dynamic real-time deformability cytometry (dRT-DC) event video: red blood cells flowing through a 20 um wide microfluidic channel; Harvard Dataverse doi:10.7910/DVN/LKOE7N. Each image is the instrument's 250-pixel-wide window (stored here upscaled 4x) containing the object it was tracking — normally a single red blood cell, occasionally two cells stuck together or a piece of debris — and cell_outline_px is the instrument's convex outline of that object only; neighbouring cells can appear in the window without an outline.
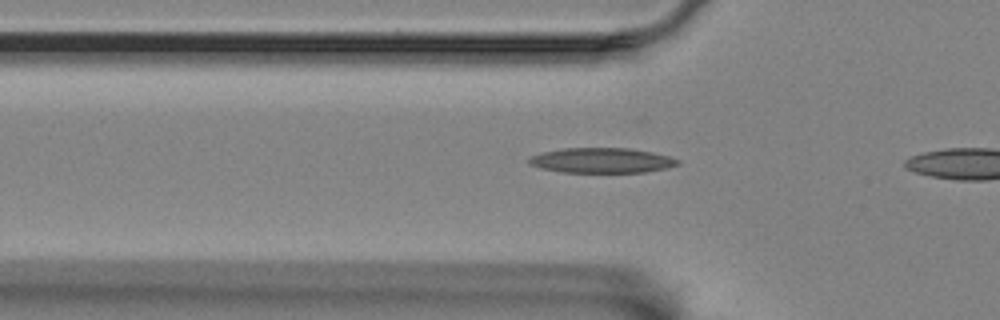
{"species": "Egyptian fruit bat (a non-hibernating species)", "species_latin": "Rousettus aegyptiacus", "temperature_condition": "room temperature", "stored_images_in_passage": 13, "camera_frame_rate_fps": 3000, "um_per_image_px": 0.085, "animal": {"sex": "female"}, "frame": {"image": 1, "passage_image": 3, "time_ms": 0.667, "image_size_px": [1000, 320], "cell_outline_px": [[680, 164], [664, 168], [644, 172], [560, 172], [540, 168], [528, 164], [528, 160], [532, 156], [540, 152], [564, 148], [628, 148], [652, 152], [668, 156], [680, 160]], "centroid_in_image_um": [51.11, 13.63], "position_along_channel_um": 74.7, "area_um2": 21.68}}
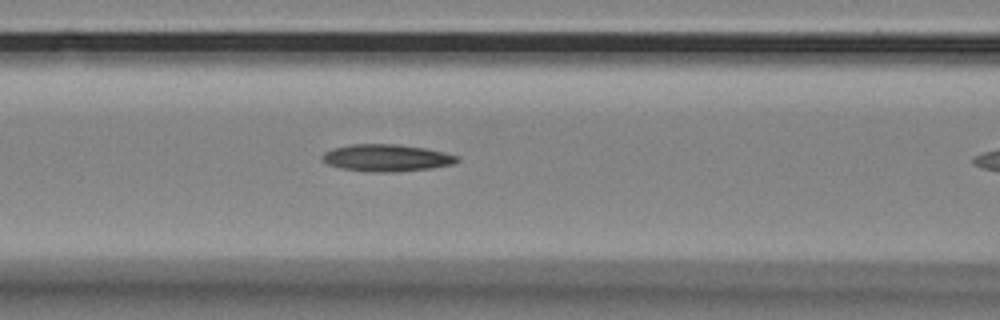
{"frame": {"image": 2, "passage_image": 8, "time_ms": 2.333, "image_size_px": [1000, 320], "cell_outline_px": [[460, 160], [452, 164], [428, 168], [392, 172], [372, 172], [340, 168], [328, 164], [320, 160], [320, 156], [324, 152], [332, 148], [352, 144], [396, 144], [424, 148], [444, 152], [456, 156]], "centroid_in_image_um": [32.78, 13.41], "position_along_channel_um": 133.8, "area_um2": 21.15}}
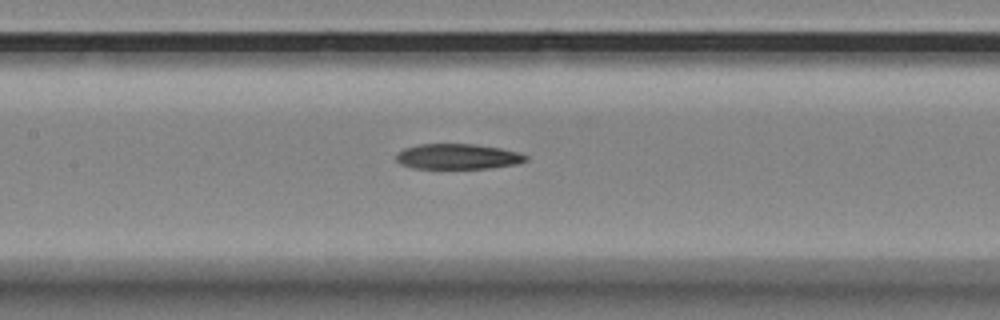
{"frame": {"image": 3, "passage_image": 11, "time_ms": 3.333, "image_size_px": [1000, 320], "cell_outline_px": [[528, 160], [520, 164], [492, 168], [412, 168], [400, 164], [396, 160], [396, 152], [404, 148], [420, 144], [472, 144], [500, 148], [520, 152], [528, 156]], "centroid_in_image_um": [38.93, 13.31], "position_along_channel_um": 168.5, "area_um2": 19.36}}